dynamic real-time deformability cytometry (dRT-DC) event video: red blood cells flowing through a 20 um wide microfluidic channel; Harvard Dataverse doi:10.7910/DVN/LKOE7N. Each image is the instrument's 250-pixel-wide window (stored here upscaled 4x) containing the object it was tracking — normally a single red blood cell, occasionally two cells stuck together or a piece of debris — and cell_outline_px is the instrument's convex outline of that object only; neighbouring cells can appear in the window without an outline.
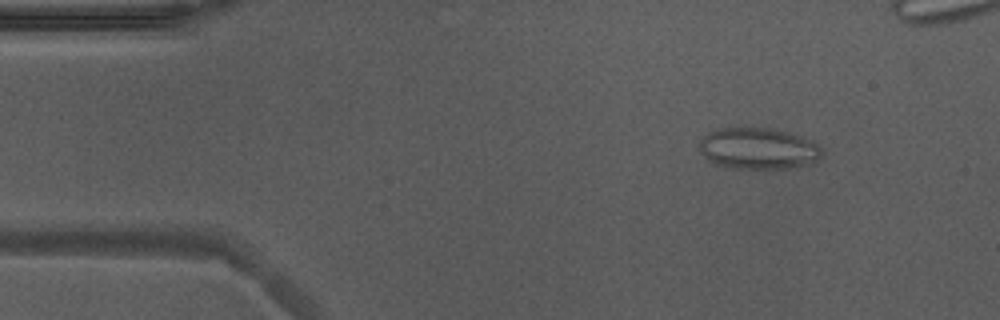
{"species": "Egyptian fruit bat (a non-hibernating species)", "species_latin": "Rousettus aegyptiacus", "temperature_condition": "warm", "stored_images_in_passage": 51, "camera_frame_rate_fps": 3000, "um_per_image_px": 0.085, "animal": {"sex": "male"}, "frame": {"image": 1, "passage_image": 5, "time_ms": 1.333, "image_size_px": [1000, 320], "cell_outline_px": [[820, 156], [816, 160], [792, 168], [728, 168], [716, 164], [708, 160], [700, 152], [700, 140], [708, 132], [716, 128], [768, 128], [800, 136], [816, 144], [820, 148]], "centroid_in_image_um": [64.36, 12.62], "position_along_channel_um": 20.6, "area_um2": 29.07}}
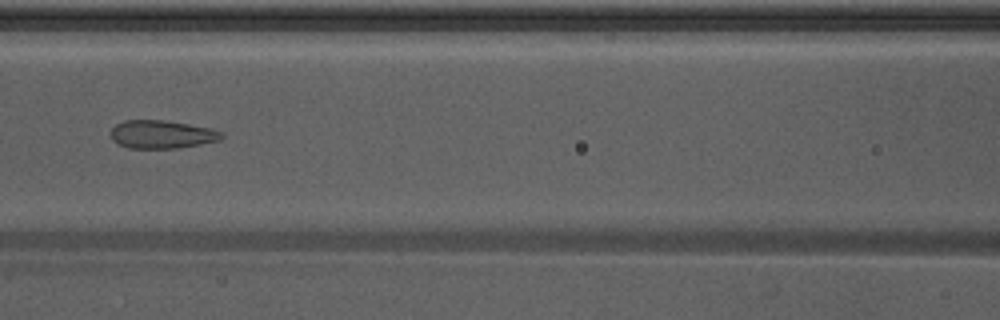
{"frame": {"image": 2, "passage_image": 21, "time_ms": 6.667, "image_size_px": [1000, 320], "cell_outline_px": [[224, 136], [220, 140], [180, 148], [128, 148], [116, 144], [112, 140], [112, 128], [116, 124], [124, 120], [164, 120], [212, 128], [224, 132]], "centroid_in_image_um": [13.77, 11.42], "position_along_channel_um": 152.8, "area_um2": 18.32}}
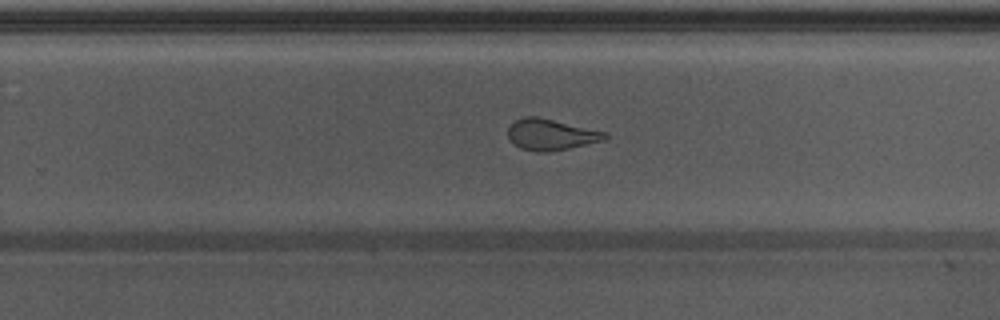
{"frame": {"image": 3, "passage_image": 31, "time_ms": 10.0, "image_size_px": [1000, 320], "cell_outline_px": [[608, 140], [548, 152], [536, 152], [520, 148], [508, 140], [508, 128], [516, 120], [524, 116], [536, 116], [608, 132]], "centroid_in_image_um": [46.85, 11.44], "position_along_channel_um": 283.0, "area_um2": 17.74}, "authors_computed_cell_mechanics": {"area_um2": 20.23, "velocity_mm_per_s": 3.9156, "shape_relaxation_time_tau1_ms": null, "shape_relaxation_time_tau2_ms": 1.1292, "deformation_change_tau1": null, "deformation_change_tau2": 0.1001}}